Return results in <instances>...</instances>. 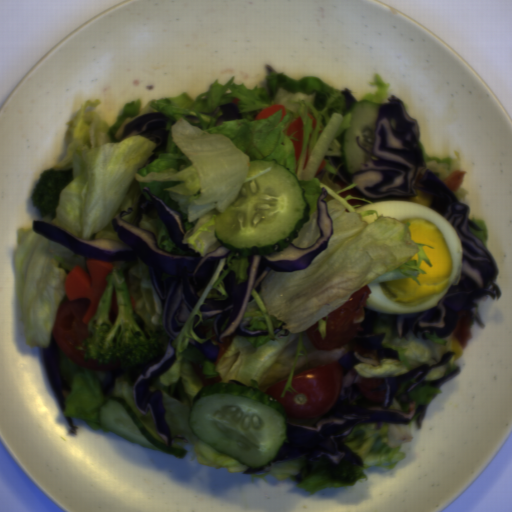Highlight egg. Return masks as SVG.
Returning a JSON list of instances; mask_svg holds the SVG:
<instances>
[{"label":"egg","instance_id":"d2b9013d","mask_svg":"<svg viewBox=\"0 0 512 512\" xmlns=\"http://www.w3.org/2000/svg\"><path fill=\"white\" fill-rule=\"evenodd\" d=\"M377 211L382 217L404 221L410 239L423 246L431 264L421 262L418 285L413 278H400L368 284L371 292L367 310L381 314L417 313L433 308L457 281L462 271L463 248L460 236L451 223L434 209L409 201H375L356 209Z\"/></svg>","mask_w":512,"mask_h":512}]
</instances>
